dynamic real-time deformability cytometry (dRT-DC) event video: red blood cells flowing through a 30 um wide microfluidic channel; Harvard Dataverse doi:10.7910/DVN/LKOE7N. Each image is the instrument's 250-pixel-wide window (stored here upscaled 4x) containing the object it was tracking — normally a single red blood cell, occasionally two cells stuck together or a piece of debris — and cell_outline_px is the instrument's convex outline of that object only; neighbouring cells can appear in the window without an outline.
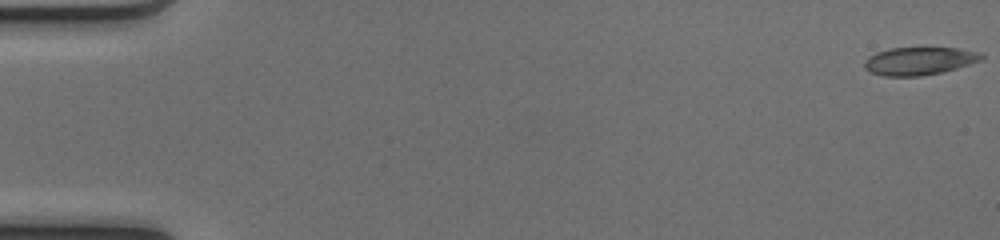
{"species": "common noctule bat (a hibernating species)", "species_latin": "Nyctalus noctula", "temperature_condition": "cold", "stored_images_in_passage": 51, "camera_frame_rate_fps": 3000, "um_per_image_px": 0.085, "animal": {"sex": "female", "body_mass_g": 17.0, "forearm_length_mm": 48.0}, "frame": {"image": 1, "passage_image": 1, "time_ms": 0.0, "image_size_px": [1000, 240], "cell_outline_px": [[984, 56], [980, 60], [944, 72], [920, 76], [884, 76], [872, 72], [864, 68], [864, 60], [868, 56], [876, 52], [888, 48], [956, 48], [980, 52]], "centroid_in_image_um": [78.1, 5.18], "position_along_channel_um": 6.9, "area_um2": 18.96}}
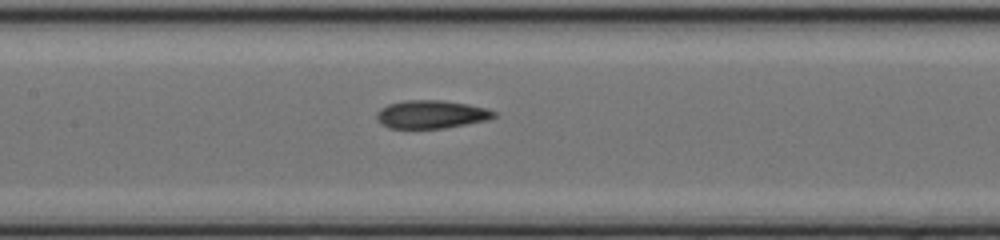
{"frame": {"image": 2, "passage_image": 25, "time_ms": 8.0, "image_size_px": [1000, 240], "cell_outline_px": [[496, 116], [484, 120], [444, 128], [388, 128], [376, 116], [376, 112], [380, 108], [388, 104], [404, 100], [444, 100], [468, 104], [488, 108], [496, 112]], "centroid_in_image_um": [36.65, 9.7], "position_along_channel_um": 170.7, "area_um2": 19.07}}
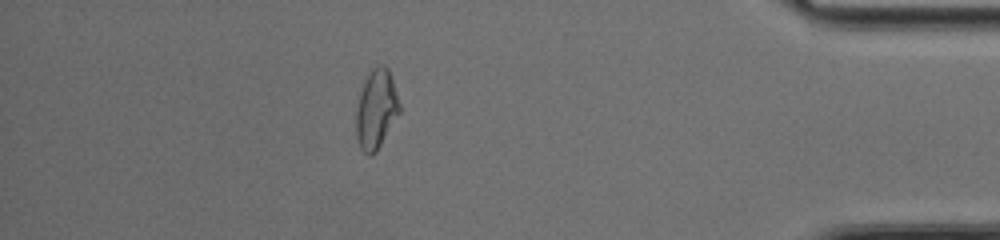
{"frame": {"image": 3, "passage_image": 45, "time_ms": 14.667, "image_size_px": [1000, 240], "cell_outline_px": [[400, 112], [376, 152], [372, 156], [368, 156], [360, 148], [356, 136], [356, 112], [360, 92], [364, 80], [372, 68], [380, 64], [384, 64], [388, 68], [400, 104]], "centroid_in_image_um": [31.97, 9.29], "position_along_channel_um": 403.2, "area_um2": 20.0}, "authors_computed_cell_mechanics": {"area_um2": 19.4786, "velocity_mm_per_s": 4.1327, "shape_relaxation_time_tau1_ms": null, "shape_relaxation_time_tau2_ms": 2.7993, "deformation_change_tau1": null, "deformation_change_tau2": 0.1146}}